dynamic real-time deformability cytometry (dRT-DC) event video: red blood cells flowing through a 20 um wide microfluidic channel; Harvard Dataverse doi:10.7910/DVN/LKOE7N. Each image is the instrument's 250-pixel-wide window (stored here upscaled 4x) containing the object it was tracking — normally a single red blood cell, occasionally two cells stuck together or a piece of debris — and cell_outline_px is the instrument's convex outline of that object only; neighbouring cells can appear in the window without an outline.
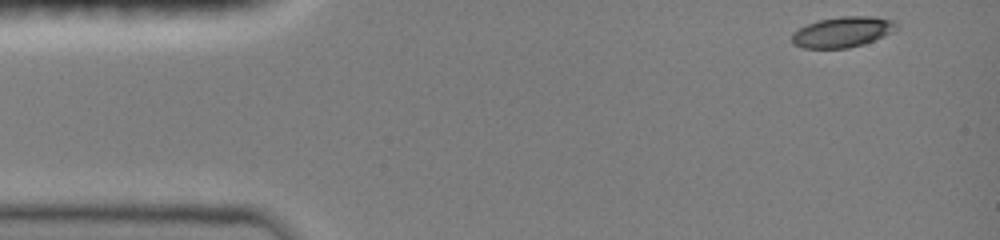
{"species": "common noctule bat (a hibernating species)", "species_latin": "Nyctalus noctula", "temperature_condition": "room temperature", "stored_images_in_passage": 33, "camera_frame_rate_fps": 3000, "um_per_image_px": 0.085, "animal": {"sex": "female", "body_mass_g": 19.0, "forearm_length_mm": 51.5}, "frame": {"image": 1, "passage_image": 1, "time_ms": 0.0, "image_size_px": [1000, 240], "cell_outline_px": [[900, 28], [884, 36], [864, 44], [848, 48], [804, 48], [792, 44], [792, 32], [808, 24], [820, 20], [840, 16], [872, 16], [896, 20]], "centroid_in_image_um": [71.67, 2.71], "position_along_channel_um": 13.3, "area_um2": 18.79}}
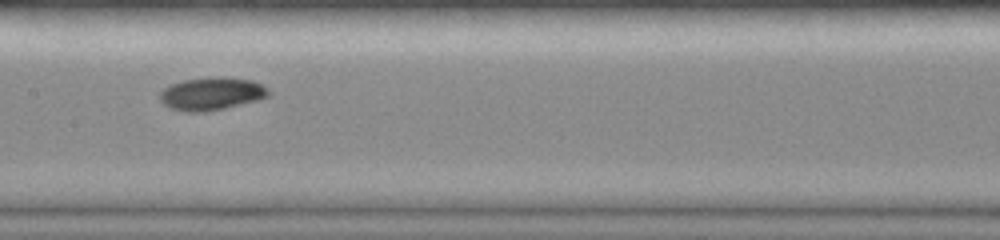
{"frame": {"image": 2, "passage_image": 19, "time_ms": 6.667, "image_size_px": [1000, 240], "cell_outline_px": [[268, 96], [256, 100], [224, 108], [204, 112], [184, 112], [168, 108], [160, 100], [160, 92], [164, 88], [172, 84], [184, 80], [212, 76], [220, 76], [252, 80], [268, 88]], "centroid_in_image_um": [17.94, 7.96], "position_along_channel_um": 189.5, "area_um2": 20.75}}
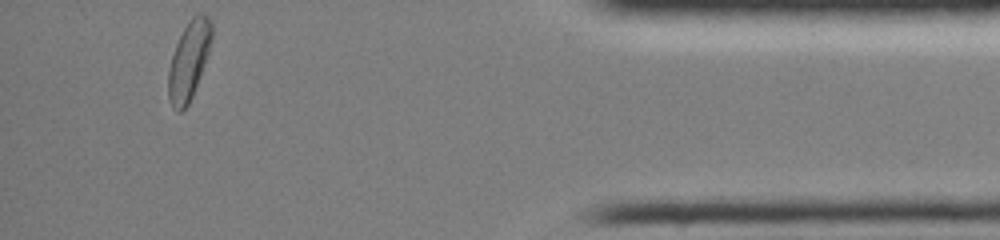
{"frame": {"image": 3, "passage_image": 33, "time_ms": 13.333, "image_size_px": [1000, 240], "cell_outline_px": [[212, 36], [208, 52], [204, 64], [192, 96], [188, 104], [180, 112], [176, 112], [172, 108], [168, 96], [168, 72], [172, 56], [176, 44], [188, 20], [196, 12], [204, 12], [212, 20]], "centroid_in_image_um": [16.05, 5.1], "position_along_channel_um": 419.1, "area_um2": 19.77}, "authors_computed_cell_mechanics": {"area_um2": 19.4786, "velocity_mm_per_s": 4.061, "shape_relaxation_time_tau1_ms": 3.9273, "shape_relaxation_time_tau2_ms": null, "deformation_change_tau1": 0.1701, "deformation_change_tau2": null}}